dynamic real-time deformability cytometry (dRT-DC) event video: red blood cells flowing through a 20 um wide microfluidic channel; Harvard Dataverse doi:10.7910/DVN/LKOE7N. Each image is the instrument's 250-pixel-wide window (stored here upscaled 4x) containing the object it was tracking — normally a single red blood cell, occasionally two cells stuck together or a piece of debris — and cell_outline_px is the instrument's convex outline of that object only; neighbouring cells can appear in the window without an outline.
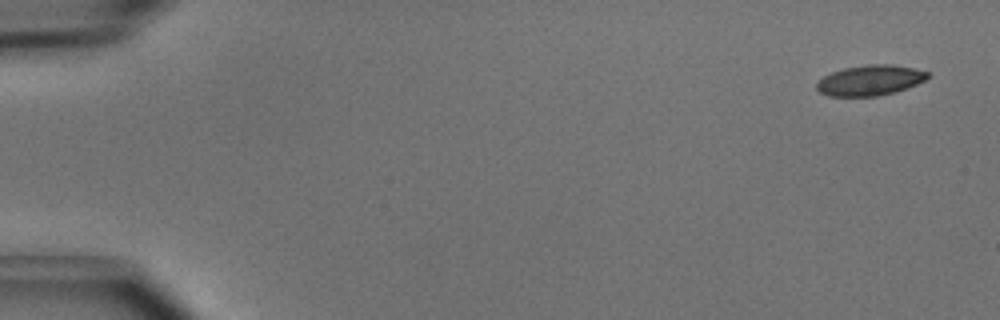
{"species": "common noctule bat (a hibernating species)", "species_latin": "Nyctalus noctula", "temperature_condition": "cold", "stored_images_in_passage": 7, "camera_frame_rate_fps": 3000, "um_per_image_px": 0.085, "animal": {"sex": "male", "body_mass_g": 15.6}, "frame": {"image": 1, "passage_image": 1, "time_ms": 0.0, "image_size_px": [1000, 320], "cell_outline_px": [[928, 76], [924, 80], [916, 84], [896, 92], [876, 96], [828, 96], [820, 92], [816, 88], [816, 84], [824, 76], [832, 72], [844, 68], [868, 64], [888, 64], [916, 68], [928, 72]], "centroid_in_image_um": [73.95, 6.82], "position_along_channel_um": 11.1, "area_um2": 19.54}}
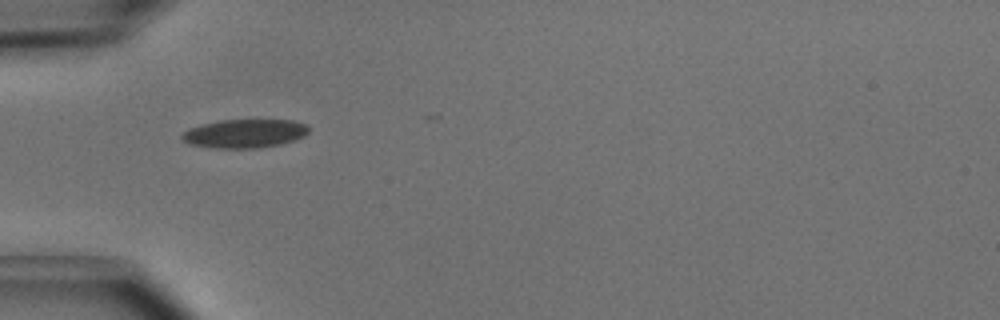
{"frame": {"image": 2, "passage_image": 4, "time_ms": 1.0, "image_size_px": [1000, 320], "cell_outline_px": [[308, 132], [304, 136], [280, 144], [256, 148], [212, 148], [188, 144], [180, 136], [188, 128], [220, 120], [292, 120], [308, 124]], "centroid_in_image_um": [20.78, 11.35], "position_along_channel_um": 64.2, "area_um2": 21.1}}
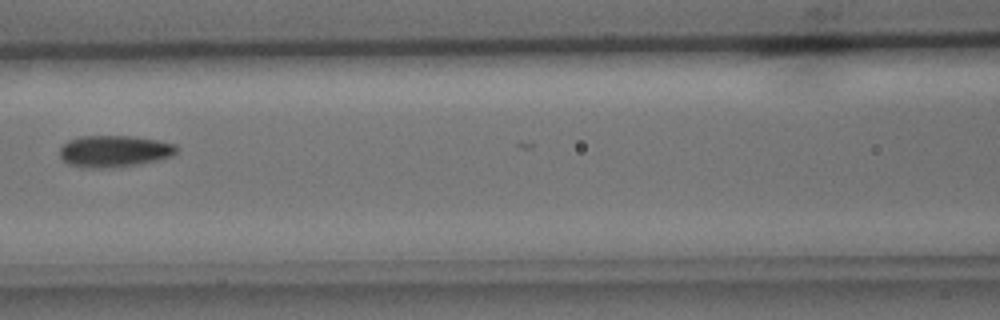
{"frame": {"image": 3, "passage_image": 6, "time_ms": 1.667, "image_size_px": [1000, 320], "cell_outline_px": [[180, 148], [172, 156], [140, 164], [112, 168], [88, 168], [68, 164], [60, 156], [60, 148], [68, 140], [80, 136], [132, 136], [156, 140], [176, 144]], "centroid_in_image_um": [9.72, 12.85], "position_along_channel_um": 156.9, "area_um2": 21.68}}